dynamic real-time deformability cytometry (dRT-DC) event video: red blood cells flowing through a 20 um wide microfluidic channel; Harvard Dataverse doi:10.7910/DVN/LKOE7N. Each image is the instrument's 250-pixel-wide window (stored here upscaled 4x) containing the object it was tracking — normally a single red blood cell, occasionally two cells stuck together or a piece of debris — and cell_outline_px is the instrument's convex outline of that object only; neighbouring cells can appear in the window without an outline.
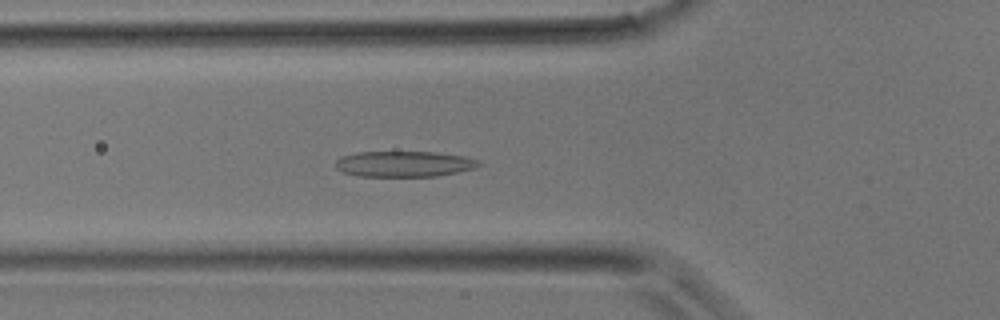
{"species": "common noctule bat (a hibernating species)", "species_latin": "Nyctalus noctula", "temperature_condition": "room temperature", "stored_images_in_passage": 38, "camera_frame_rate_fps": 3000, "um_per_image_px": 0.085, "animal": {"sex": "male", "body_mass_g": 17.9}, "frame": {"image": 1, "passage_image": 13, "time_ms": 4.0, "image_size_px": [1000, 320], "cell_outline_px": [[480, 164], [476, 168], [436, 176], [356, 176], [340, 172], [336, 168], [336, 160], [340, 156], [356, 152], [436, 152], [464, 156], [480, 160]], "centroid_in_image_um": [34.31, 13.93], "position_along_channel_um": 91.5, "area_um2": 21.62}}
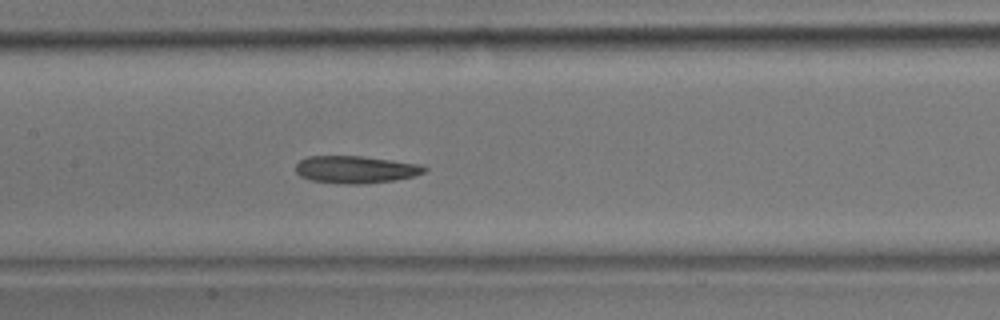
{"frame": {"image": 2, "passage_image": 18, "time_ms": 5.667, "image_size_px": [1000, 320], "cell_outline_px": [[428, 168], [424, 172], [416, 176], [392, 180], [364, 184], [344, 184], [308, 180], [300, 176], [296, 172], [296, 164], [300, 160], [308, 156], [360, 156], [392, 160], [420, 164]], "centroid_in_image_um": [30.21, 14.41], "position_along_channel_um": 177.2, "area_um2": 20.58}}
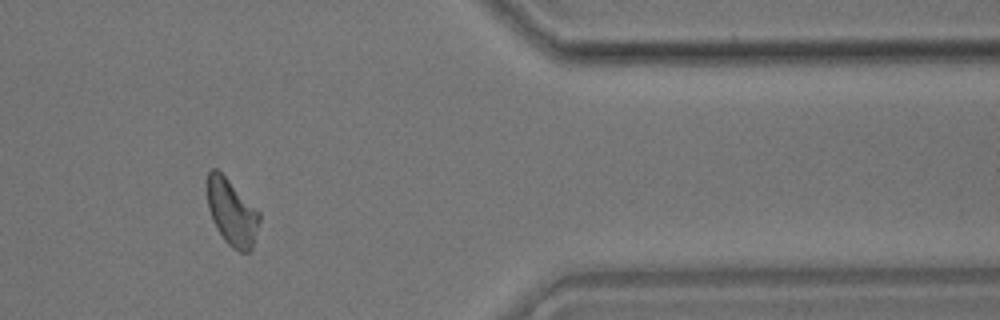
{"frame": {"image": 3, "passage_image": 32, "time_ms": 10.333, "image_size_px": [1000, 320], "cell_outline_px": [[260, 220], [252, 252], [240, 252], [232, 248], [224, 240], [216, 228], [212, 220], [208, 208], [208, 172], [212, 168], [216, 168], [260, 212]], "centroid_in_image_um": [19.73, 18.11], "position_along_channel_um": 391.7, "area_um2": 20.06}}